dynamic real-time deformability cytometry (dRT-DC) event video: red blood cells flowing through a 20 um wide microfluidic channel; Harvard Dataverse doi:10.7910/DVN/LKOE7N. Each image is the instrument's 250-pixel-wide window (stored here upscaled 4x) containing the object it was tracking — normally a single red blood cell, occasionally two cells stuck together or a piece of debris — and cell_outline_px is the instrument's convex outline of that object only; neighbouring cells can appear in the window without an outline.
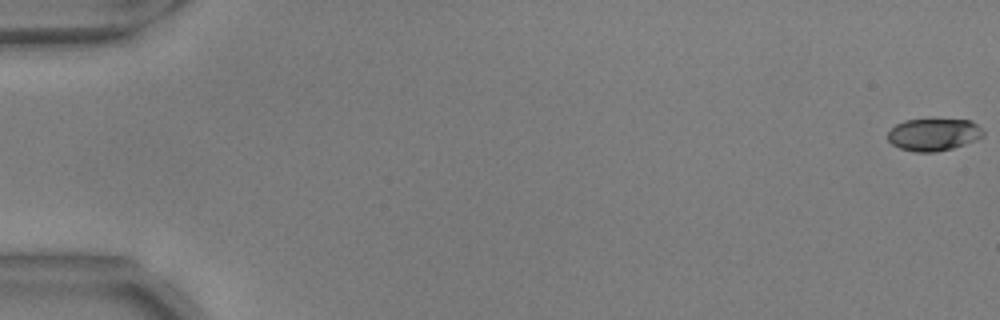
{"species": "common noctule bat (a hibernating species)", "species_latin": "Nyctalus noctula", "temperature_condition": "warm", "stored_images_in_passage": 56, "camera_frame_rate_fps": 3000, "um_per_image_px": 0.085, "animal": {"sex": "male", "body_mass_g": 17.9, "forearm_length_mm": 54.2}, "frame": {"image": 1, "passage_image": 1, "time_ms": 0.0, "image_size_px": [1000, 320], "cell_outline_px": [[984, 136], [976, 140], [952, 148], [936, 152], [916, 152], [900, 148], [892, 144], [888, 140], [888, 132], [896, 124], [904, 120], [972, 120], [984, 132]], "centroid_in_image_um": [79.35, 11.44], "position_along_channel_um": 5.6, "area_um2": 17.8}}
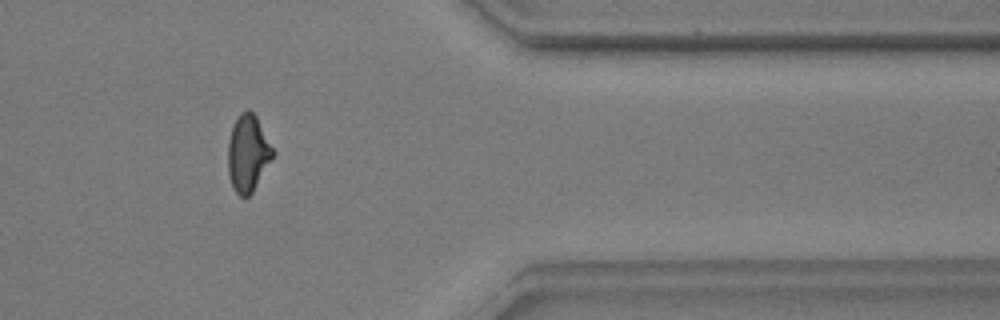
{"frame": {"image": 2, "passage_image": 47, "time_ms": 15.333, "image_size_px": [1000, 320], "cell_outline_px": [[276, 152], [252, 192], [248, 196], [240, 196], [232, 188], [228, 176], [228, 140], [232, 128], [240, 112], [248, 108], [256, 116]], "centroid_in_image_um": [21.07, 13.02], "position_along_channel_um": 390.3, "area_um2": 20.11}}
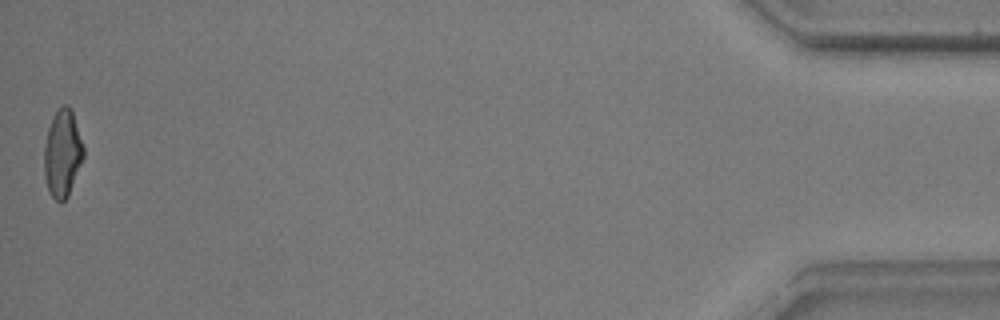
{"frame": {"image": 3, "passage_image": 56, "time_ms": 18.333, "image_size_px": [1000, 320], "cell_outline_px": [[84, 156], [68, 196], [60, 204], [48, 192], [44, 176], [44, 148], [48, 128], [56, 112], [64, 104], [68, 104], [72, 112], [84, 148]], "centroid_in_image_um": [5.3, 13.08], "position_along_channel_um": 429.9, "area_um2": 19.83}, "authors_computed_cell_mechanics": {"area_um2": 19.7965, "velocity_mm_per_s": 3.6973, "shape_relaxation_time_tau1_ms": 3.478, "shape_relaxation_time_tau2_ms": 0.9619, "deformation_change_tau1": 0.1466, "deformation_change_tau2": 0.058}}